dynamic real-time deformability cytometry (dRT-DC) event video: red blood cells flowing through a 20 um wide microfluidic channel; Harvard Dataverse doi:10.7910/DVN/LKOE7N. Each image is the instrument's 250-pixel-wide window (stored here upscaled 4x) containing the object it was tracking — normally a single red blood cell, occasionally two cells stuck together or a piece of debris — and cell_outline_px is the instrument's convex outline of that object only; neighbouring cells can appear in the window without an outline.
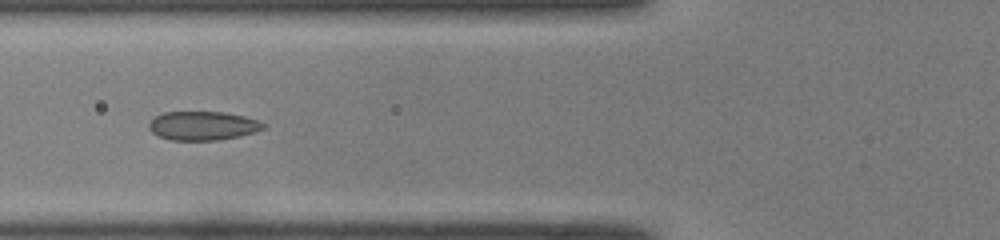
{"species": "common noctule bat (a hibernating species)", "species_latin": "Nyctalus noctula", "temperature_condition": "room temperature", "stored_images_in_passage": 35, "camera_frame_rate_fps": 3000, "um_per_image_px": 0.085, "animal": {"sex": "male", "body_mass_g": 19.0, "forearm_length_mm": 50.8}, "frame": {"image": 1, "passage_image": 5, "time_ms": 1.333, "image_size_px": [1000, 240], "cell_outline_px": [[268, 124], [264, 128], [256, 132], [240, 136], [216, 140], [172, 140], [160, 136], [152, 132], [148, 128], [148, 124], [156, 116], [164, 112], [224, 112], [244, 116]], "centroid_in_image_um": [17.26, 10.69], "position_along_channel_um": 108.5, "area_um2": 19.19}}
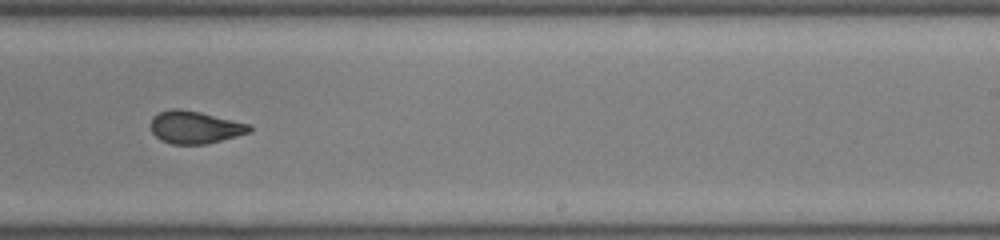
{"frame": {"image": 2, "passage_image": 17, "time_ms": 5.333, "image_size_px": [1000, 240], "cell_outline_px": [[252, 132], [204, 144], [172, 144], [160, 140], [152, 132], [152, 116], [168, 108], [180, 108], [200, 112], [252, 124]], "centroid_in_image_um": [16.59, 10.8], "position_along_channel_um": 272.4, "area_um2": 18.79}}
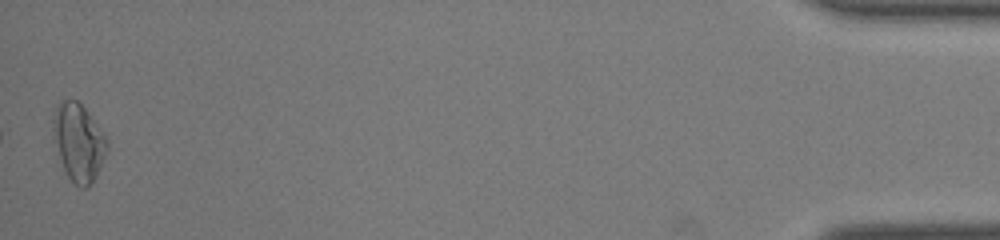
{"frame": {"image": 3, "passage_image": 35, "time_ms": 11.333, "image_size_px": [1000, 240], "cell_outline_px": [[108, 148], [88, 188], [80, 188], [68, 176], [64, 168], [60, 156], [56, 140], [52, 120], [56, 108], [60, 100], [76, 100], [84, 108], [108, 140]], "centroid_in_image_um": [6.68, 12.07], "position_along_channel_um": 428.5, "area_um2": 23.24}, "authors_computed_cell_mechanics": {"area_um2": 19.4786, "velocity_mm_per_s": 4.1064, "shape_relaxation_time_tau1_ms": null, "shape_relaxation_time_tau2_ms": 1.1092, "deformation_change_tau1": null, "deformation_change_tau2": 0.06}}